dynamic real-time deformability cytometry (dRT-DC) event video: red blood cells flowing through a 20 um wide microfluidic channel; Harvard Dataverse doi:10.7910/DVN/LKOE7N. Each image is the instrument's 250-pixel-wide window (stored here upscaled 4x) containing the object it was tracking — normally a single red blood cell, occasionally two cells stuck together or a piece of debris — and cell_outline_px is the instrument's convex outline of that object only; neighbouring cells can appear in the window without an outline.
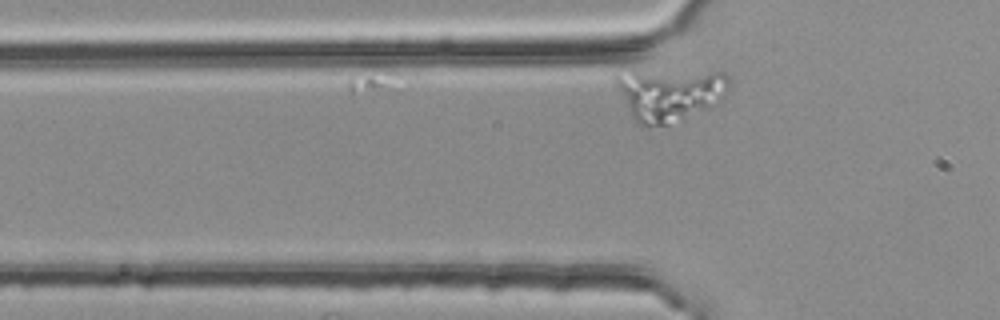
{"species": "common noctule bat (a hibernating species)", "species_latin": "Nyctalus noctula", "temperature_condition": "room temperature", "stored_images_in_passage": 5, "camera_frame_rate_fps": 3000, "um_per_image_px": 0.085, "animal": {"sex": "female", "body_mass_g": 25.1}, "frame": {"image": 1, "passage_image": 5, "time_ms": 1.333, "image_size_px": [1000, 320], "cell_outline_px": [[732, 88], [716, 104], [684, 120], [668, 124], [648, 128], [644, 128], [636, 124], [616, 84], [616, 76], [632, 68], [724, 72], [728, 76]], "centroid_in_image_um": [56.95, 7.98], "position_along_channel_um": 68.9, "area_um2": 35.95}}